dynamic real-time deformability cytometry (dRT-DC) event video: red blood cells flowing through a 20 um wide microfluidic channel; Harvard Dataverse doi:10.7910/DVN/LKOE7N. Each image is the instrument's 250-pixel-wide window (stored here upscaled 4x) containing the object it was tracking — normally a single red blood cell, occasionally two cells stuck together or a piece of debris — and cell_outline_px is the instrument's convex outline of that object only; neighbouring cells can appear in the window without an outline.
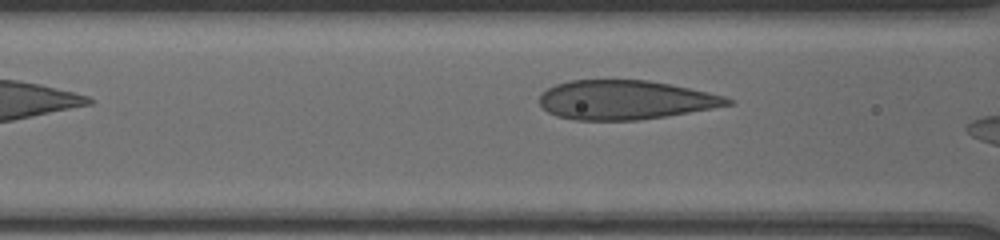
{"species": "human", "species_latin": "Homo sapiens", "temperature_condition": "cold", "stored_images_in_passage": 61, "camera_frame_rate_fps": 3000, "um_per_image_px": 0.085, "donor": {"sex": "male"}, "frame": {"image": 1, "passage_image": 20, "time_ms": 4.667, "image_size_px": [1000, 240], "cell_outline_px": [[732, 104], [712, 108], [664, 116], [636, 120], [576, 120], [556, 116], [548, 112], [540, 104], [540, 96], [548, 88], [556, 84], [568, 80], [648, 80], [708, 92], [724, 96], [732, 100]], "centroid_in_image_um": [53.1, 8.49], "position_along_channel_um": 113.5, "area_um2": 42.48}}
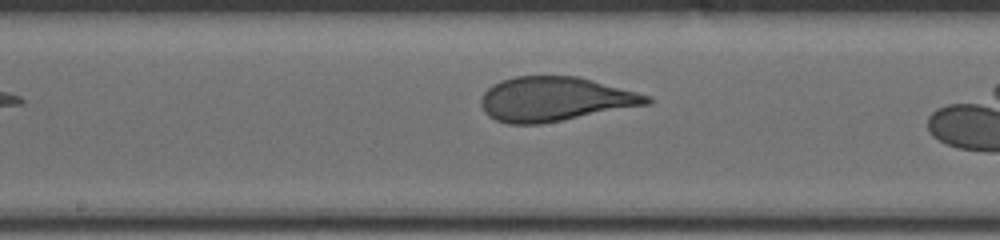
{"frame": {"image": 2, "passage_image": 29, "time_ms": 7.0, "image_size_px": [1000, 240], "cell_outline_px": [[652, 104], [564, 120], [540, 124], [508, 124], [496, 120], [488, 116], [484, 112], [480, 104], [480, 100], [484, 92], [492, 84], [500, 80], [516, 76], [576, 76], [592, 80], [652, 96]], "centroid_in_image_um": [47.16, 8.43], "position_along_channel_um": 201.0, "area_um2": 43.12}}
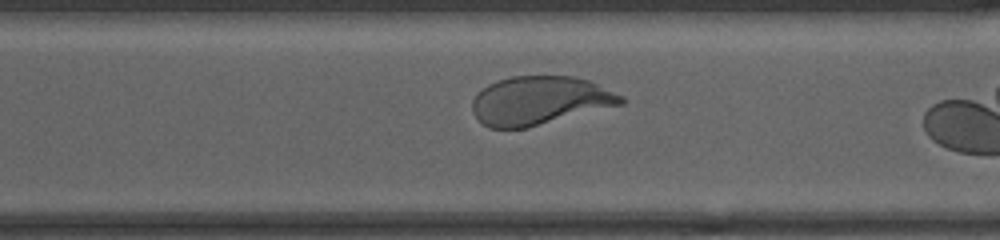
{"frame": {"image": 3, "passage_image": 51, "time_ms": 10.333, "image_size_px": [1000, 240], "cell_outline_px": [[624, 104], [524, 128], [488, 128], [472, 112], [472, 100], [476, 92], [488, 84], [496, 80], [512, 76], [576, 76], [588, 80], [624, 96]], "centroid_in_image_um": [45.85, 8.53], "position_along_channel_um": 324.8, "area_um2": 42.02}}